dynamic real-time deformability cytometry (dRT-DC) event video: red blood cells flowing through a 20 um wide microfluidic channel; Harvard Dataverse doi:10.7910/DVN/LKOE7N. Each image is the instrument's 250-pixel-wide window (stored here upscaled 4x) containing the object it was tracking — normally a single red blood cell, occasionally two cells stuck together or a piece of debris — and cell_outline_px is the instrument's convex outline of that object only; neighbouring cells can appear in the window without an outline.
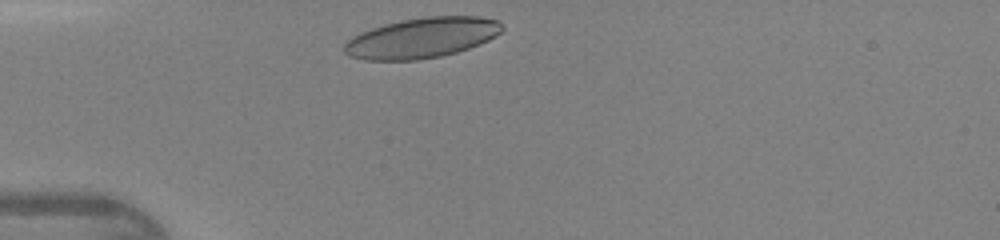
{"species": "human", "species_latin": "Homo sapiens", "temperature_condition": "warm", "stored_images_in_passage": 26, "camera_frame_rate_fps": 3000, "um_per_image_px": 0.085, "donor": {"sex": "female"}, "frame": {"image": 1, "passage_image": 1, "time_ms": 0.0, "image_size_px": [1000, 240], "cell_outline_px": [[504, 28], [496, 36], [480, 44], [456, 52], [440, 56], [416, 60], [364, 60], [348, 56], [344, 52], [344, 44], [352, 36], [360, 32], [384, 24], [400, 20], [428, 16], [480, 16], [496, 20]], "centroid_in_image_um": [35.83, 3.21], "position_along_channel_um": 49.2, "area_um2": 37.11}}
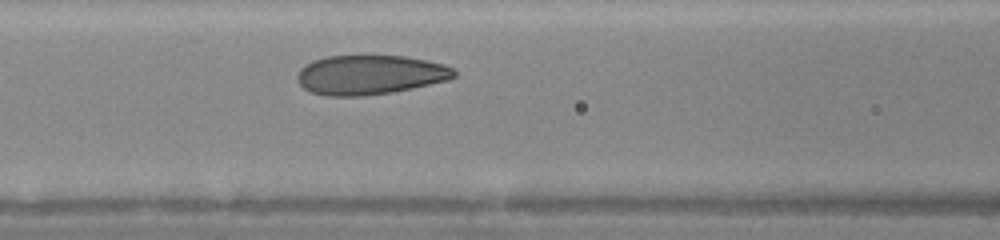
{"frame": {"image": 2, "passage_image": 8, "time_ms": 2.333, "image_size_px": [1000, 240], "cell_outline_px": [[456, 76], [448, 80], [412, 88], [392, 92], [364, 96], [324, 96], [308, 92], [296, 80], [296, 76], [300, 68], [312, 60], [328, 56], [404, 56], [428, 60], [444, 64], [452, 68], [456, 72]], "centroid_in_image_um": [31.42, 6.36], "position_along_channel_um": 135.2, "area_um2": 36.3}}
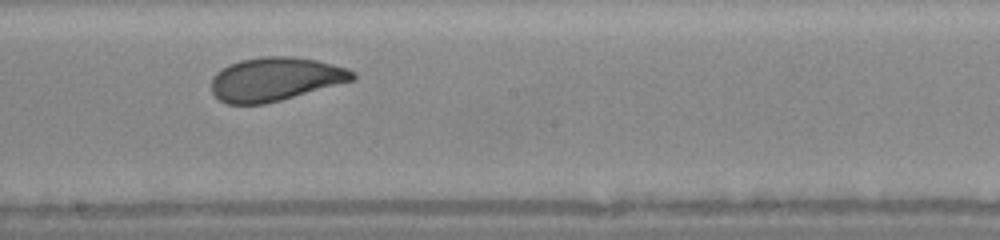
{"frame": {"image": 3, "passage_image": 14, "time_ms": 4.333, "image_size_px": [1000, 240], "cell_outline_px": [[356, 76], [352, 80], [280, 100], [264, 104], [228, 104], [220, 100], [212, 92], [212, 76], [216, 72], [228, 64], [240, 60], [260, 56], [292, 56], [316, 60], [348, 68], [356, 72]], "centroid_in_image_um": [23.37, 6.71], "position_along_channel_um": 224.8, "area_um2": 35.72}}